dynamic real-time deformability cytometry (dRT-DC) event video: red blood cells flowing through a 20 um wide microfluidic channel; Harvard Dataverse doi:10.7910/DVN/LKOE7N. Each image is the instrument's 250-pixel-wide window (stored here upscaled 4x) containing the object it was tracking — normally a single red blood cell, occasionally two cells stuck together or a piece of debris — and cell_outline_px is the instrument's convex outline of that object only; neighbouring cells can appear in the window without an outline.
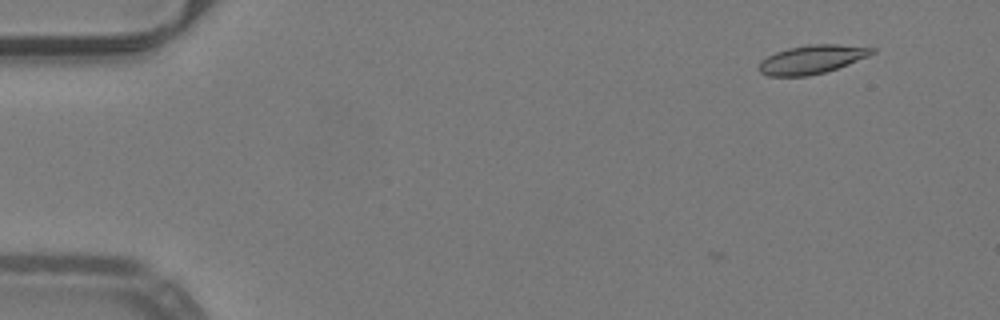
{"species": "common noctule bat (a hibernating species)", "species_latin": "Nyctalus noctula", "temperature_condition": "warm", "stored_images_in_passage": 11, "camera_frame_rate_fps": 3000, "um_per_image_px": 0.085, "animal": {"sex": "male", "body_mass_g": 19.2, "forearm_length_mm": 51.8}, "frame": {"image": 1, "passage_image": 5, "time_ms": 1.333, "image_size_px": [1000, 320], "cell_outline_px": [[876, 52], [868, 56], [848, 64], [824, 72], [808, 76], [768, 76], [760, 72], [756, 68], [760, 60], [776, 52], [788, 48], [808, 44], [840, 44], [876, 48]], "centroid_in_image_um": [68.98, 5.04], "position_along_channel_um": 16.0, "area_um2": 18.96}}